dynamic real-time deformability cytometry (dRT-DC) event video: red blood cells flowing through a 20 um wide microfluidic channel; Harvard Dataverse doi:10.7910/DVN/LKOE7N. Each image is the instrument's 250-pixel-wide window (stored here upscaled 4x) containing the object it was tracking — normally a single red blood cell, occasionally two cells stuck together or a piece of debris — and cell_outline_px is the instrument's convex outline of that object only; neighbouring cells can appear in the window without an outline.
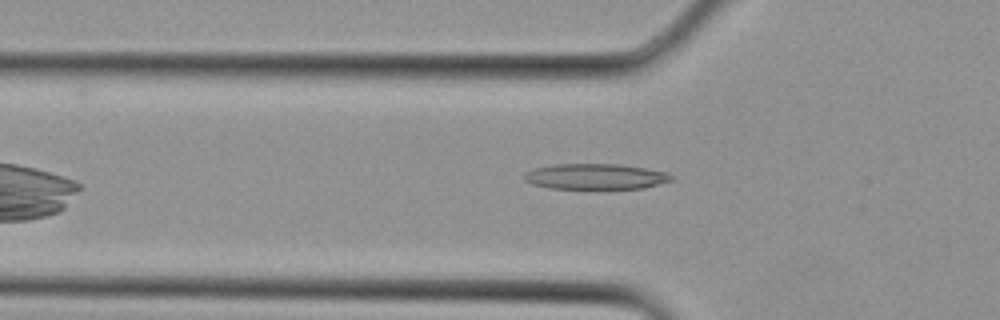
{"species": "Egyptian fruit bat (a non-hibernating species)", "species_latin": "Rousettus aegyptiacus", "temperature_condition": "cold", "stored_images_in_passage": 3, "camera_frame_rate_fps": 3000, "um_per_image_px": 0.085, "animal": {"sex": "female"}, "frame": {"image": 1, "passage_image": 3, "time_ms": 0.667, "image_size_px": [1000, 320], "cell_outline_px": [[676, 180], [644, 188], [548, 188], [532, 184], [524, 180], [524, 172], [536, 168], [556, 164], [620, 164], [668, 172]], "centroid_in_image_um": [50.65, 15.0], "position_along_channel_um": 75.1, "area_um2": 21.96}}